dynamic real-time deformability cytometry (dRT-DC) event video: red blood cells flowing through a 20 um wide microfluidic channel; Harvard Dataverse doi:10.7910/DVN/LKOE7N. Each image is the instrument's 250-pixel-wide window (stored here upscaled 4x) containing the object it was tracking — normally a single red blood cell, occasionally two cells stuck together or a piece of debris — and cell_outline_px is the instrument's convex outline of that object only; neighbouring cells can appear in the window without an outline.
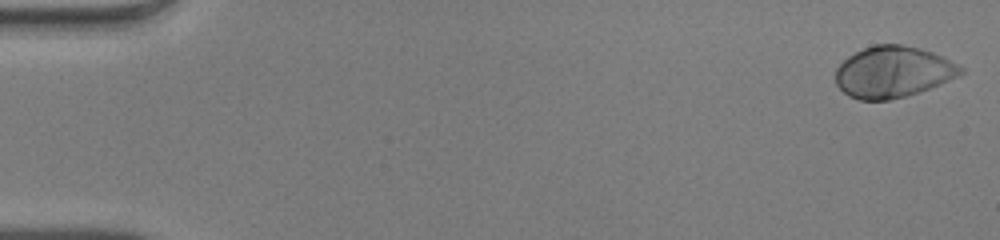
{"species": "human", "species_latin": "Homo sapiens", "temperature_condition": "warm", "stored_images_in_passage": 50, "camera_frame_rate_fps": 3000, "um_per_image_px": 0.085, "donor": {"sex": "male"}, "frame": {"image": 1, "passage_image": 1, "time_ms": 0.0, "image_size_px": [1000, 240], "cell_outline_px": [[964, 72], [960, 76], [920, 92], [888, 100], [860, 100], [848, 96], [836, 84], [836, 68], [848, 56], [872, 44], [904, 44], [920, 48], [932, 52], [964, 68]], "centroid_in_image_um": [75.9, 6.11], "position_along_channel_um": 9.1, "area_um2": 37.4}}
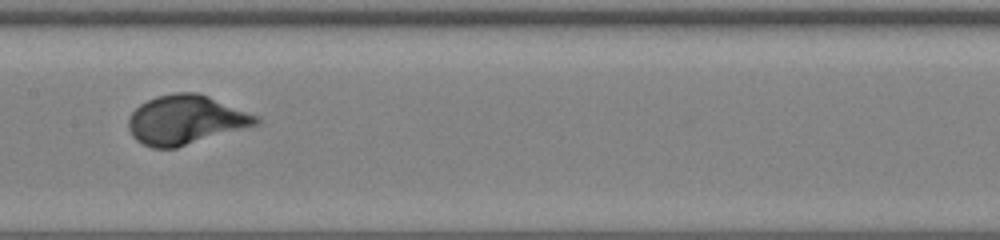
{"frame": {"image": 2, "passage_image": 26, "time_ms": 8.333, "image_size_px": [1000, 240], "cell_outline_px": [[260, 124], [176, 148], [152, 148], [136, 140], [132, 136], [128, 128], [128, 116], [140, 104], [156, 96], [176, 92], [196, 92], [208, 96], [260, 116]], "centroid_in_image_um": [15.79, 10.19], "position_along_channel_um": 191.6, "area_um2": 36.7}}
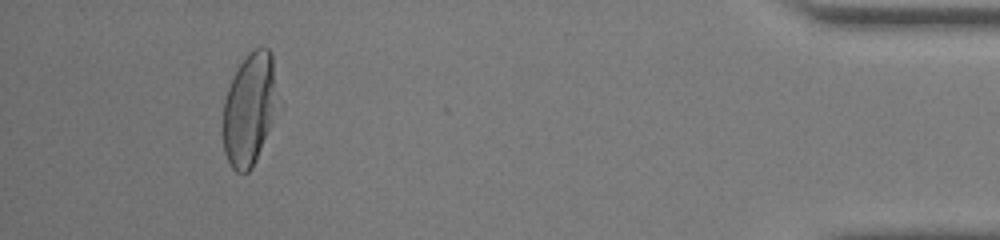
{"frame": {"image": 3, "passage_image": 47, "time_ms": 15.333, "image_size_px": [1000, 240], "cell_outline_px": [[280, 112], [252, 168], [248, 172], [236, 172], [232, 168], [224, 152], [224, 100], [228, 88], [236, 68], [244, 56], [252, 48], [268, 48], [272, 52]], "centroid_in_image_um": [21.26, 9.25], "position_along_channel_um": 413.9, "area_um2": 36.76}, "authors_computed_cell_mechanics": {"area_um2": 36.4429, "velocity_mm_per_s": 4.0597, "shape_relaxation_time_tau1_ms": 2.4055, "shape_relaxation_time_tau2_ms": null, "deformation_change_tau1": 0.1809, "deformation_change_tau2": null}}